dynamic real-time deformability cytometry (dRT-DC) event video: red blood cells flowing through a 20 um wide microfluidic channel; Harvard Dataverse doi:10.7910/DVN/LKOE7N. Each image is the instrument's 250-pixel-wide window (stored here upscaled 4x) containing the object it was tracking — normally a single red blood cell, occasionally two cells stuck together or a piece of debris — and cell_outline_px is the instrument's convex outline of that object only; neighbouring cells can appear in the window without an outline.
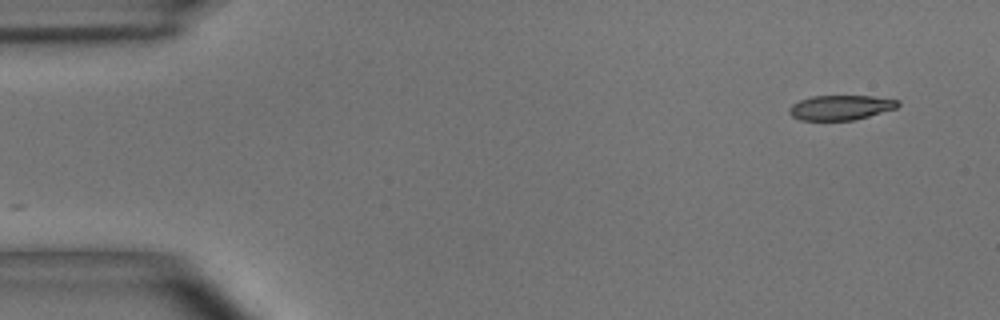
{"species": "common noctule bat (a hibernating species)", "species_latin": "Nyctalus noctula", "temperature_condition": "room temperature", "stored_images_in_passage": 2, "camera_frame_rate_fps": 3000, "um_per_image_px": 0.085, "animal": {"sex": "male", "body_mass_g": 15.6}, "frame": {"image": 1, "passage_image": 2, "time_ms": 0.333, "image_size_px": [1000, 320], "cell_outline_px": [[900, 104], [896, 108], [868, 116], [852, 120], [800, 120], [792, 116], [788, 112], [788, 108], [792, 104], [800, 100], [812, 96], [872, 96], [900, 100]], "centroid_in_image_um": [71.44, 9.13], "position_along_channel_um": 13.6, "area_um2": 15.66}}